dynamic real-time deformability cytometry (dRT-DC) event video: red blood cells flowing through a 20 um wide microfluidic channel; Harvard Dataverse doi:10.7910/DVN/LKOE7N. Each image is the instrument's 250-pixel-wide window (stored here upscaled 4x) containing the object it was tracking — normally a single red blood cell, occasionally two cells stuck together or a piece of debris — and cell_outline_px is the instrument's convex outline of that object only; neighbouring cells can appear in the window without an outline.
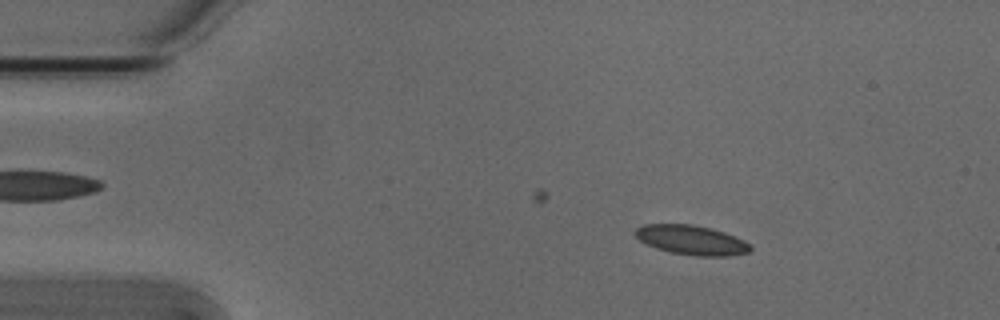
{"species": "Egyptian fruit bat (a non-hibernating species)", "species_latin": "Rousettus aegyptiacus", "temperature_condition": "cold", "stored_images_in_passage": 11, "camera_frame_rate_fps": 3000, "um_per_image_px": 0.085, "animal": {"sex": "male"}, "frame": {"image": 1, "passage_image": 8, "time_ms": 2.333, "image_size_px": [1000, 320], "cell_outline_px": [[752, 248], [748, 252], [728, 256], [696, 256], [672, 252], [656, 248], [640, 240], [632, 232], [636, 228], [644, 224], [692, 224], [712, 228], [724, 232], [744, 240], [752, 244]], "centroid_in_image_um": [58.79, 20.39], "position_along_channel_um": 26.2, "area_um2": 19.83}}